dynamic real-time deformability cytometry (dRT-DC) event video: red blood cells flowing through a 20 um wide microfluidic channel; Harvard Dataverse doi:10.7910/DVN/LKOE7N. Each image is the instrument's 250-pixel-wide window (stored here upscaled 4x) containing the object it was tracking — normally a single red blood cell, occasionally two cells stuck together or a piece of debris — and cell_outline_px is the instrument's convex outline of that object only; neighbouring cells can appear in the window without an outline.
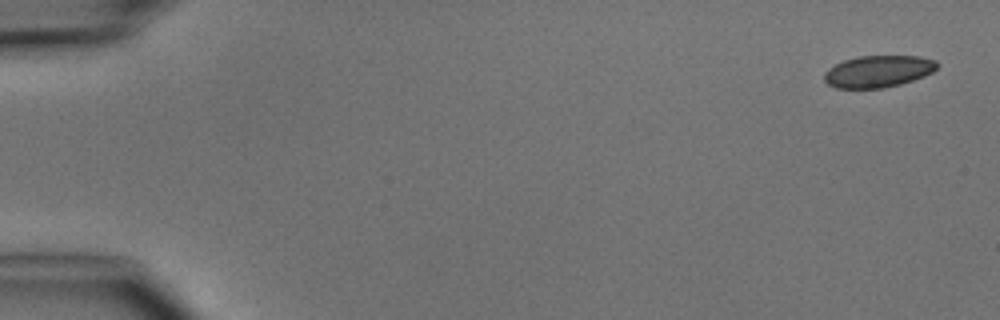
{"species": "common noctule bat (a hibernating species)", "species_latin": "Nyctalus noctula", "temperature_condition": "cold", "stored_images_in_passage": 6, "camera_frame_rate_fps": 3000, "um_per_image_px": 0.085, "animal": {"sex": "male", "body_mass_g": 15.6}, "frame": {"image": 1, "passage_image": 1, "time_ms": 0.0, "image_size_px": [1000, 320], "cell_outline_px": [[940, 64], [932, 72], [924, 76], [900, 84], [884, 88], [836, 88], [828, 84], [824, 80], [824, 72], [836, 64], [844, 60], [860, 56], [920, 56], [936, 60]], "centroid_in_image_um": [74.66, 6.06], "position_along_channel_um": 10.3, "area_um2": 20.92}}
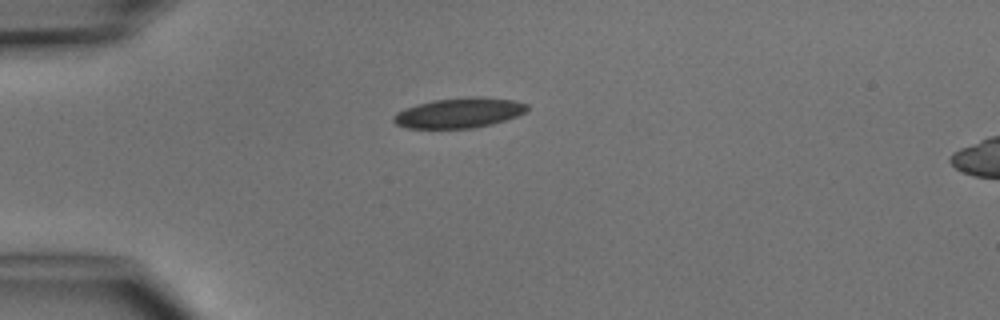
{"frame": {"image": 2, "passage_image": 4, "time_ms": 3.667, "image_size_px": [1000, 320], "cell_outline_px": [[528, 108], [524, 112], [516, 116], [492, 124], [472, 128], [408, 128], [396, 124], [392, 120], [392, 116], [396, 112], [404, 108], [416, 104], [432, 100], [472, 96], [484, 96], [516, 100], [528, 104]], "centroid_in_image_um": [39.01, 9.57], "position_along_channel_um": 46.0, "area_um2": 23.64}}